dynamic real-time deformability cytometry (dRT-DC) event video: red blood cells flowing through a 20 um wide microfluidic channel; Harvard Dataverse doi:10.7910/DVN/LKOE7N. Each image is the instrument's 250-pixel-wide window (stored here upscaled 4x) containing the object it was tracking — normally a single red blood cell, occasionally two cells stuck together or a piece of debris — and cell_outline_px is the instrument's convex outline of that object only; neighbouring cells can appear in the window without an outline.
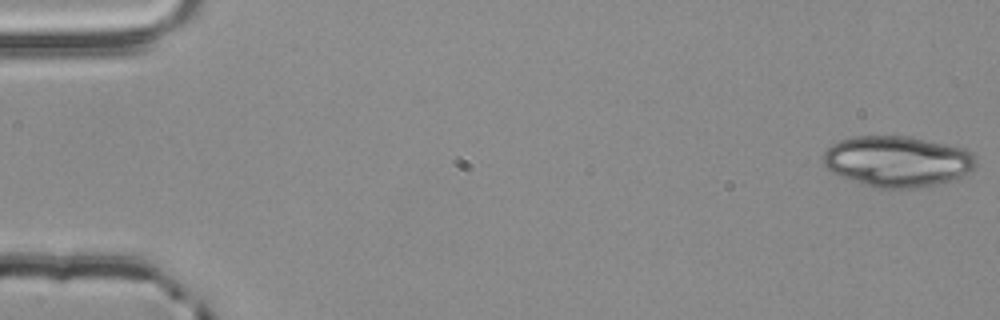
{"species": "common noctule bat (a hibernating species)", "species_latin": "Nyctalus noctula", "temperature_condition": "room temperature", "stored_images_in_passage": 20, "camera_frame_rate_fps": 3000, "um_per_image_px": 0.085, "animal": {"sex": "male", "body_mass_g": 20.4}, "frame": {"image": 1, "passage_image": 1, "time_ms": 0.0, "image_size_px": [1000, 320], "cell_outline_px": [[976, 164], [972, 172], [936, 184], [916, 188], [876, 188], [828, 172], [824, 164], [824, 152], [832, 144], [840, 140], [856, 136], [908, 136], [964, 148], [972, 152], [976, 156]], "centroid_in_image_um": [76.27, 13.71], "position_along_channel_um": 8.7, "area_um2": 45.26}}